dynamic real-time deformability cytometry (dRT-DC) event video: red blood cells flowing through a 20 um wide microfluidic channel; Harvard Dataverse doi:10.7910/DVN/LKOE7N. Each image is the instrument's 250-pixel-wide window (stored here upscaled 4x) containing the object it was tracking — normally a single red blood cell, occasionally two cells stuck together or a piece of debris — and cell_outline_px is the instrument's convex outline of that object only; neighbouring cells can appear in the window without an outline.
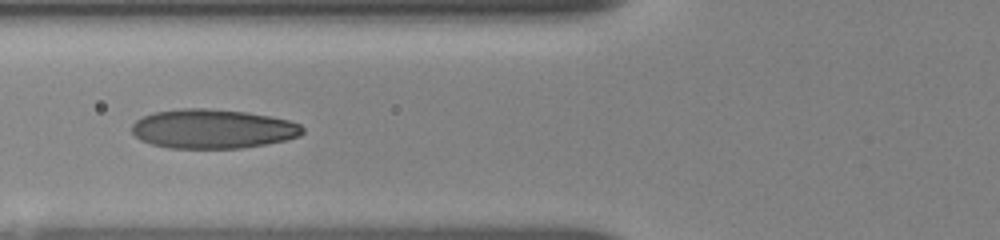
{"species": "human", "species_latin": "Homo sapiens", "temperature_condition": "room temperature", "stored_images_in_passage": 19, "segment_of_instrument_passage": [1, 2], "camera_frame_rate_fps": 3000, "um_per_image_px": 0.085, "donor": {"sex": "female"}, "frame": {"image": 1, "passage_image": 8, "time_ms": 6.0, "image_size_px": [1000, 240], "cell_outline_px": [[304, 132], [300, 136], [288, 140], [240, 148], [168, 148], [152, 144], [140, 140], [132, 132], [132, 124], [136, 120], [152, 112], [180, 108], [204, 108], [248, 112], [272, 116], [288, 120], [300, 124], [304, 128]], "centroid_in_image_um": [18.09, 10.95], "position_along_channel_um": 107.7, "area_um2": 39.3}}
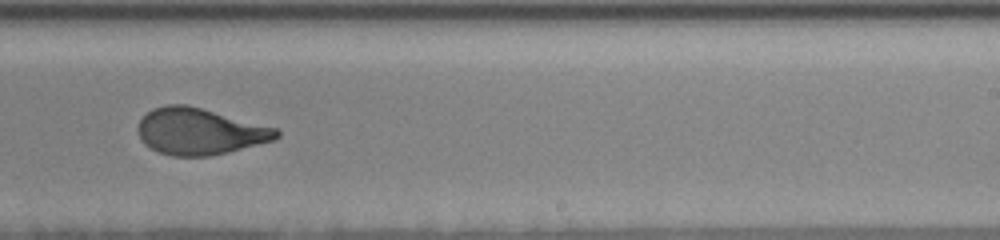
{"frame": {"image": 2, "passage_image": 13, "time_ms": 10.333, "image_size_px": [1000, 240], "cell_outline_px": [[280, 136], [276, 140], [228, 152], [208, 156], [172, 156], [160, 152], [144, 144], [136, 128], [140, 120], [152, 108], [168, 104], [188, 104], [276, 128], [280, 132]], "centroid_in_image_um": [16.98, 11.16], "position_along_channel_um": 272.0, "area_um2": 37.51}}
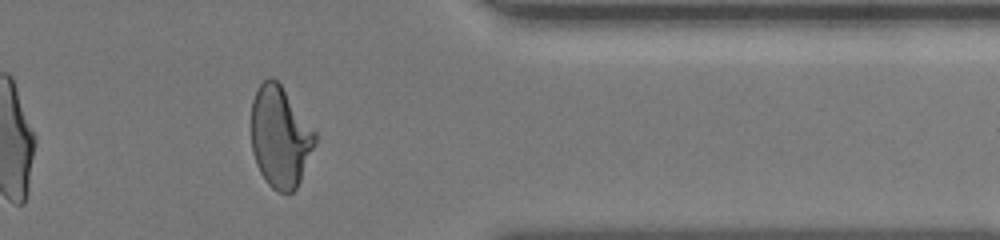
{"frame": {"image": 3, "passage_image": 16, "time_ms": 13.667, "image_size_px": [1000, 240], "cell_outline_px": [[316, 144], [300, 180], [296, 188], [292, 192], [280, 192], [272, 188], [268, 184], [260, 172], [256, 164], [252, 152], [252, 100], [260, 84], [268, 76], [272, 76], [280, 84], [316, 132]], "centroid_in_image_um": [23.81, 11.64], "position_along_channel_um": 387.6, "area_um2": 37.4}}